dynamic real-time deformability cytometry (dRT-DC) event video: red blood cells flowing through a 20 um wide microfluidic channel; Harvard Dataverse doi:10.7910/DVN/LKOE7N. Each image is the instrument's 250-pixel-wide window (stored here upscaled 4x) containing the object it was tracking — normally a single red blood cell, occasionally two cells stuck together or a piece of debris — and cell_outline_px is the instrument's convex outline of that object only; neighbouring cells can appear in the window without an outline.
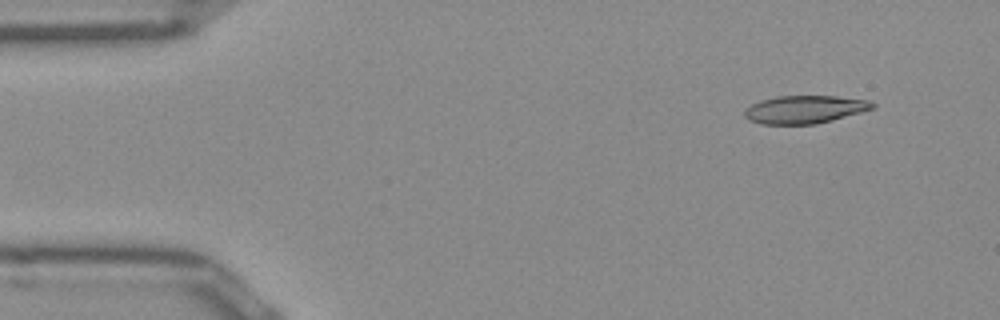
{"species": "Egyptian fruit bat (a non-hibernating species)", "species_latin": "Rousettus aegyptiacus", "temperature_condition": "room temperature", "stored_images_in_passage": 47, "camera_frame_rate_fps": 3000, "um_per_image_px": 0.085, "frame": {"image": 1, "passage_image": 1, "time_ms": 0.0, "image_size_px": [1000, 320], "cell_outline_px": [[876, 104], [872, 108], [860, 112], [832, 120], [816, 124], [760, 124], [748, 120], [744, 116], [744, 112], [752, 104], [760, 100], [776, 96], [836, 96], [868, 100]], "centroid_in_image_um": [68.37, 9.3], "position_along_channel_um": 16.6, "area_um2": 20.69}}
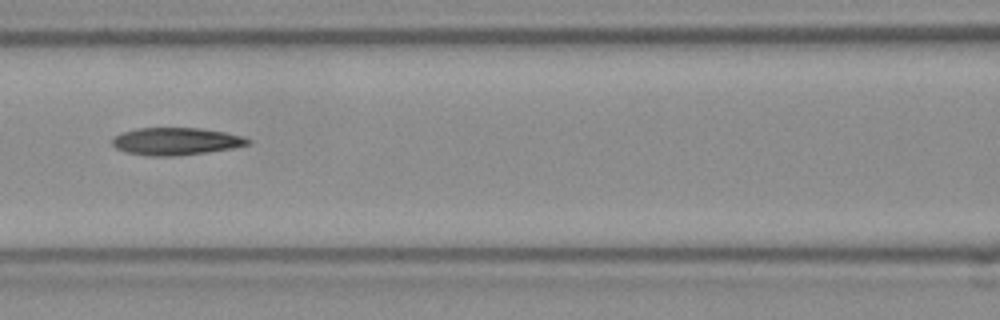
{"frame": {"image": 2, "passage_image": 18, "time_ms": 5.667, "image_size_px": [1000, 320], "cell_outline_px": [[252, 140], [248, 144], [232, 148], [208, 152], [176, 156], [148, 156], [128, 152], [116, 148], [112, 144], [112, 140], [120, 132], [136, 128], [200, 128], [224, 132], [240, 136]], "centroid_in_image_um": [14.93, 12.01], "position_along_channel_um": 151.7, "area_um2": 21.56}}
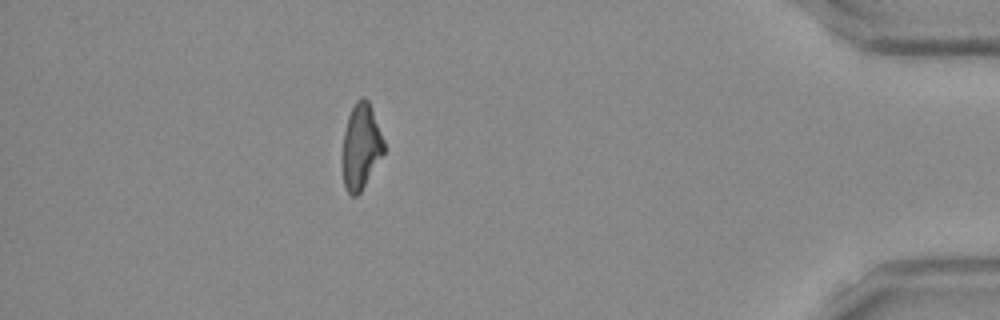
{"frame": {"image": 3, "passage_image": 41, "time_ms": 13.333, "image_size_px": [1000, 320], "cell_outline_px": [[384, 152], [360, 192], [356, 196], [352, 196], [348, 192], [344, 184], [340, 164], [340, 160], [344, 132], [348, 116], [356, 100], [360, 96], [364, 96], [368, 100], [384, 140]], "centroid_in_image_um": [30.63, 12.45], "position_along_channel_um": 404.6, "area_um2": 20.81}, "authors_computed_cell_mechanics": {"area_um2": 21.5016, "velocity_mm_per_s": 3.9719, "shape_relaxation_time_tau1_ms": 10.3836, "shape_relaxation_time_tau2_ms": 5.8246, "deformation_change_tau1": 0.2768, "deformation_change_tau2": 0.1742}}